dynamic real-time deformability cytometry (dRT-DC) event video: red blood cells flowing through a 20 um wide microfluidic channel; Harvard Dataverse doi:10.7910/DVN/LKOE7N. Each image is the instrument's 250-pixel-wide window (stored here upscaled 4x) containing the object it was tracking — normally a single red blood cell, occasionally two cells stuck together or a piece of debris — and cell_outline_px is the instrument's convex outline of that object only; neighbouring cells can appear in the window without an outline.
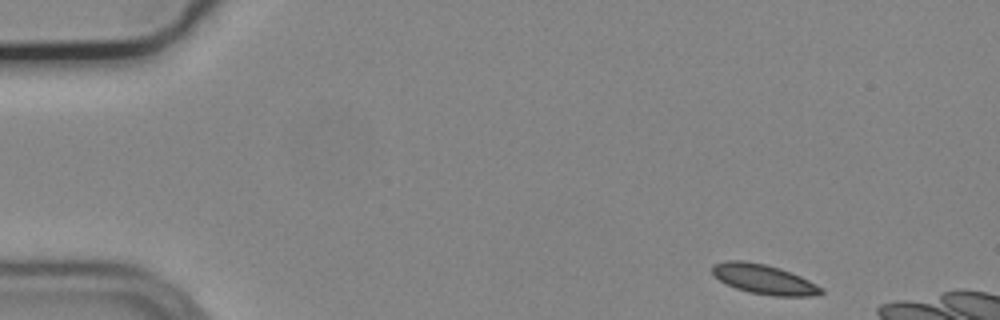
{"species": "common noctule bat (a hibernating species)", "species_latin": "Nyctalus noctula", "temperature_condition": "cold", "stored_images_in_passage": 8, "camera_frame_rate_fps": 3000, "um_per_image_px": 0.085, "animal": {"sex": "male", "body_mass_g": 19.2, "forearm_length_mm": 51.8}, "frame": {"image": 1, "passage_image": 1, "time_ms": 0.0, "image_size_px": [1000, 320], "cell_outline_px": [[824, 292], [816, 296], [772, 296], [748, 292], [736, 288], [720, 280], [712, 272], [712, 264], [724, 260], [744, 260], [764, 264], [780, 268], [800, 276], [824, 288]], "centroid_in_image_um": [64.95, 23.73], "position_along_channel_um": 20.1, "area_um2": 18.9}}